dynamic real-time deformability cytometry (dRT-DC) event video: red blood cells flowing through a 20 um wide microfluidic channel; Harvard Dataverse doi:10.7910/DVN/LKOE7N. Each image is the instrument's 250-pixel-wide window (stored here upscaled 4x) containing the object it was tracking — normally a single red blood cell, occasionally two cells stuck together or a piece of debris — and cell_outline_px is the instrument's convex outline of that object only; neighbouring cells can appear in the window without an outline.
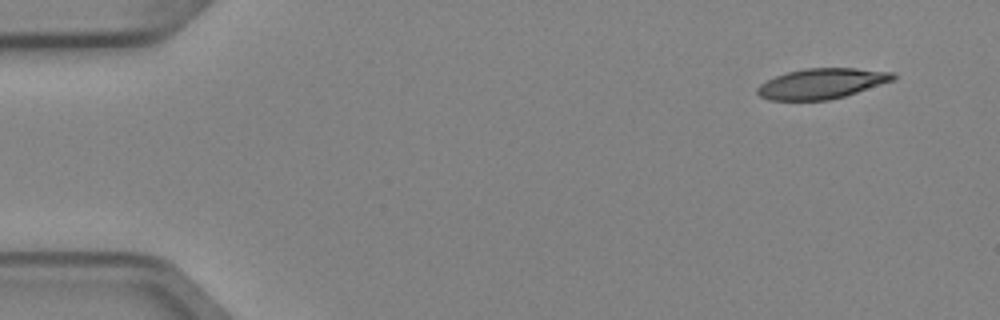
{"species": "Egyptian fruit bat (a non-hibernating species)", "species_latin": "Rousettus aegyptiacus", "temperature_condition": "cold", "stored_images_in_passage": 4, "camera_frame_rate_fps": 3000, "um_per_image_px": 0.085, "animal": {"sex": "female"}, "frame": {"image": 1, "passage_image": 1, "time_ms": 0.0, "image_size_px": [1000, 320], "cell_outline_px": [[896, 80], [844, 96], [828, 100], [768, 100], [760, 96], [756, 92], [756, 88], [760, 84], [776, 76], [788, 72], [804, 68], [856, 68], [892, 72], [896, 76]], "centroid_in_image_um": [69.85, 7.1], "position_along_channel_um": 15.1, "area_um2": 23.99}}
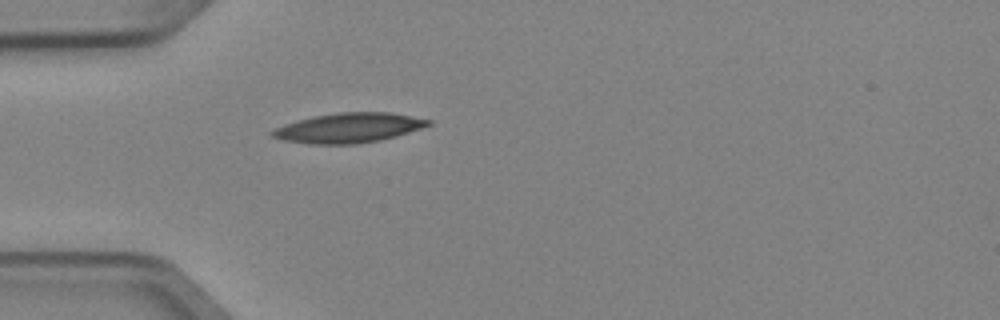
{"frame": {"image": 2, "passage_image": 4, "time_ms": 1.0, "image_size_px": [1000, 320], "cell_outline_px": [[432, 124], [396, 136], [380, 140], [356, 144], [308, 144], [284, 140], [272, 136], [268, 132], [284, 124], [296, 120], [312, 116], [340, 112], [392, 112], [432, 120]], "centroid_in_image_um": [29.62, 10.86], "position_along_channel_um": 55.4, "area_um2": 27.11}}